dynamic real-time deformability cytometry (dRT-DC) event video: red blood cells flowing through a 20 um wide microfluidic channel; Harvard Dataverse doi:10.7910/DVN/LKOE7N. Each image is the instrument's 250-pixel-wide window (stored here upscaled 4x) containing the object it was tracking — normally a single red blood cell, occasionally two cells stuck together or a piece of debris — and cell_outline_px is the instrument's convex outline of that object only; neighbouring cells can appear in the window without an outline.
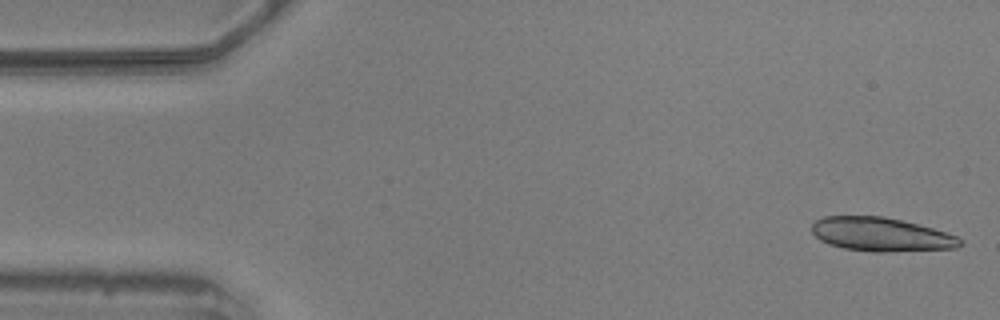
{"species": "common noctule bat (a hibernating species)", "species_latin": "Nyctalus noctula", "temperature_condition": "warm", "stored_images_in_passage": 15, "camera_frame_rate_fps": 3000, "um_per_image_px": 0.085, "animal": {"sex": "male", "body_mass_g": 20.5, "forearm_length_mm": 52.5}, "frame": {"image": 1, "passage_image": 1, "time_ms": 0.0, "image_size_px": [1000, 320], "cell_outline_px": [[964, 244], [956, 248], [884, 252], [872, 252], [844, 248], [828, 244], [820, 240], [812, 232], [812, 224], [816, 220], [824, 216], [884, 216], [932, 228], [956, 236], [964, 240]], "centroid_in_image_um": [74.89, 19.93], "position_along_channel_um": 10.1, "area_um2": 29.13}}